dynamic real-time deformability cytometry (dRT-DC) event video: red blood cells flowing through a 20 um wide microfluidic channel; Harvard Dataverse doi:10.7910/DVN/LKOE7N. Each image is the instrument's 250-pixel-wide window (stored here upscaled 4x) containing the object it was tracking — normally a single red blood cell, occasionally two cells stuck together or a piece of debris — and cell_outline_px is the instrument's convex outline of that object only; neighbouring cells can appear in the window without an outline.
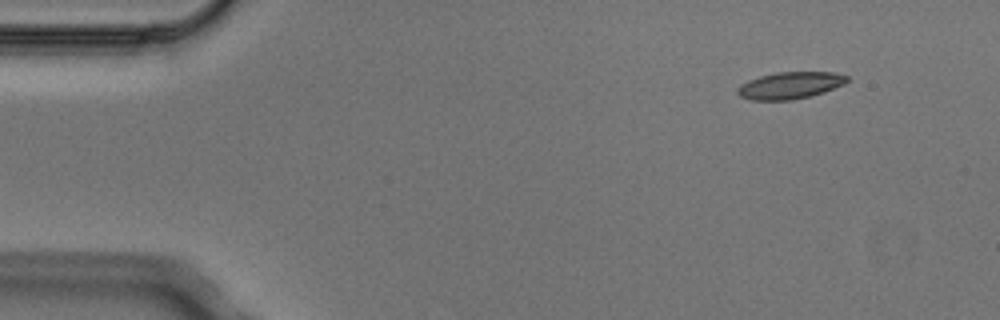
{"species": "Egyptian fruit bat (a non-hibernating species)", "species_latin": "Rousettus aegyptiacus", "temperature_condition": "cold", "stored_images_in_passage": 5, "segment_of_instrument_passage": [1, 2], "camera_frame_rate_fps": 3000, "um_per_image_px": 0.085, "animal": {"sex": "male"}, "frame": {"image": 1, "passage_image": 1, "time_ms": 0.0, "image_size_px": [1000, 320], "cell_outline_px": [[848, 80], [844, 84], [824, 92], [812, 96], [792, 100], [748, 100], [740, 96], [736, 92], [736, 88], [740, 84], [748, 80], [760, 76], [776, 72], [832, 72], [848, 76]], "centroid_in_image_um": [67.12, 7.26], "position_along_channel_um": 17.9, "area_um2": 17.34}}
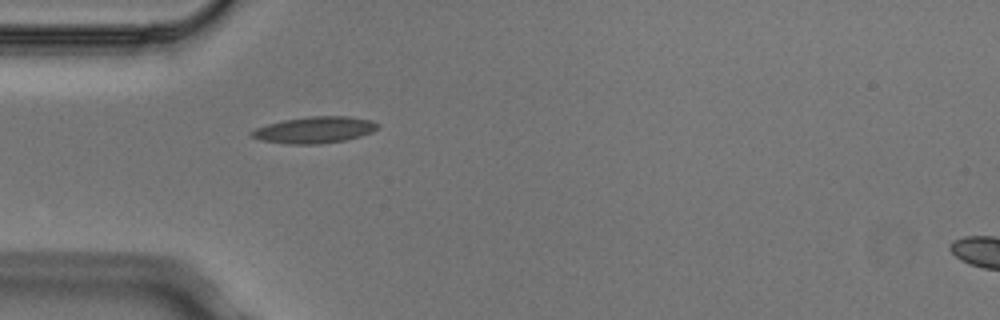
{"frame": {"image": 2, "passage_image": 4, "time_ms": 1.0, "image_size_px": [1000, 320], "cell_outline_px": [[380, 128], [372, 132], [360, 136], [344, 140], [320, 144], [288, 144], [260, 140], [252, 136], [248, 132], [256, 128], [268, 124], [284, 120], [312, 116], [348, 116], [372, 120], [380, 124]], "centroid_in_image_um": [26.77, 11.04], "position_along_channel_um": 58.2, "area_um2": 19.48}}